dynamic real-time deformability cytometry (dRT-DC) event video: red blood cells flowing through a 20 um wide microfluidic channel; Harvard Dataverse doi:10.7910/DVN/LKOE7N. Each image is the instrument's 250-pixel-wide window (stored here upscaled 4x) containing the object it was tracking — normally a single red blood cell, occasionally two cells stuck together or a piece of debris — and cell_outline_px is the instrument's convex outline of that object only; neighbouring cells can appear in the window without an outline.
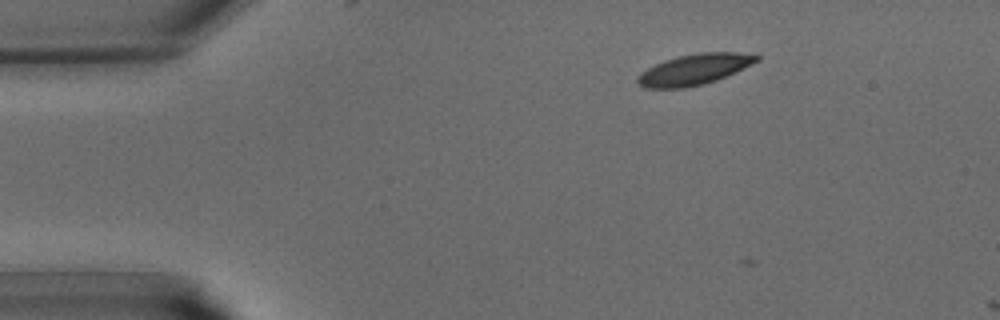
{"species": "common noctule bat (a hibernating species)", "species_latin": "Nyctalus noctula", "temperature_condition": "warm", "stored_images_in_passage": 2, "camera_frame_rate_fps": 3000, "um_per_image_px": 0.085, "animal": {"sex": "male", "body_mass_g": 15.6}, "frame": {"image": 1, "passage_image": 1, "time_ms": 0.0, "image_size_px": [1000, 320], "cell_outline_px": [[760, 60], [716, 80], [704, 84], [684, 88], [644, 88], [636, 84], [636, 76], [640, 72], [664, 60], [680, 56], [700, 52], [756, 52], [760, 56]], "centroid_in_image_um": [59.02, 5.89], "position_along_channel_um": 26.0, "area_um2": 21.5}}